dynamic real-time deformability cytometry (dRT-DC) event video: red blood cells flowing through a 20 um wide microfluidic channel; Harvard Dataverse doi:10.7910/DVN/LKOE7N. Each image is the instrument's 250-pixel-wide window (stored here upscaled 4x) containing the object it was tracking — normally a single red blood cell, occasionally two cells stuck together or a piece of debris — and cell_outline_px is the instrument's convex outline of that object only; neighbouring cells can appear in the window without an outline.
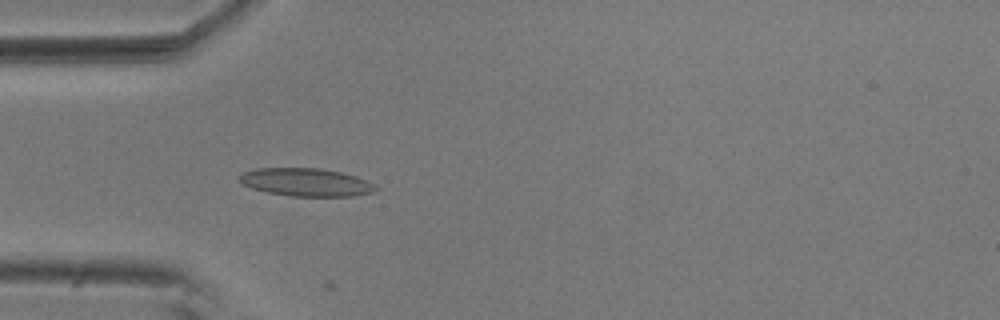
{"species": "common noctule bat (a hibernating species)", "species_latin": "Nyctalus noctula", "temperature_condition": "room temperature", "stored_images_in_passage": 19, "camera_frame_rate_fps": 3000, "um_per_image_px": 0.085, "animal": {"sex": "male", "body_mass_g": 20.5, "forearm_length_mm": 52.5}, "frame": {"image": 1, "passage_image": 15, "time_ms": 4.667, "image_size_px": [1000, 320], "cell_outline_px": [[380, 188], [372, 192], [352, 196], [292, 196], [268, 192], [252, 188], [244, 184], [236, 176], [240, 172], [256, 168], [320, 168], [340, 172], [356, 176], [368, 180], [376, 184]], "centroid_in_image_um": [26.02, 15.48], "position_along_channel_um": 59.0, "area_um2": 22.37}}
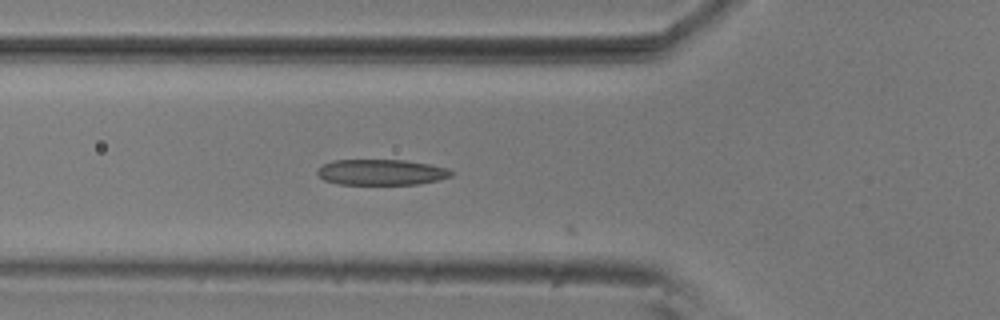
{"frame": {"image": 2, "passage_image": 18, "time_ms": 5.667, "image_size_px": [1000, 320], "cell_outline_px": [[456, 172], [452, 176], [440, 180], [420, 184], [340, 184], [324, 180], [316, 172], [324, 164], [332, 160], [404, 160], [428, 164], [448, 168]], "centroid_in_image_um": [32.47, 14.64], "position_along_channel_um": 93.3, "area_um2": 20.11}}